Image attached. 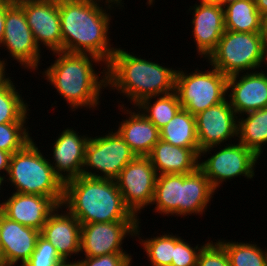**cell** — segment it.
<instances>
[{
    "instance_id": "obj_1",
    "label": "cell",
    "mask_w": 267,
    "mask_h": 266,
    "mask_svg": "<svg viewBox=\"0 0 267 266\" xmlns=\"http://www.w3.org/2000/svg\"><path fill=\"white\" fill-rule=\"evenodd\" d=\"M123 3L122 0H58L62 51L94 55L107 65L116 51L109 38L110 10L114 6L122 9Z\"/></svg>"
},
{
    "instance_id": "obj_2",
    "label": "cell",
    "mask_w": 267,
    "mask_h": 266,
    "mask_svg": "<svg viewBox=\"0 0 267 266\" xmlns=\"http://www.w3.org/2000/svg\"><path fill=\"white\" fill-rule=\"evenodd\" d=\"M52 55L57 58L43 70L42 75L58 95L63 97L70 106L68 108L71 111L83 107L91 110L98 108L102 90L107 89L106 63L90 54L56 51ZM93 63L95 66H105L101 72L96 73Z\"/></svg>"
},
{
    "instance_id": "obj_3",
    "label": "cell",
    "mask_w": 267,
    "mask_h": 266,
    "mask_svg": "<svg viewBox=\"0 0 267 266\" xmlns=\"http://www.w3.org/2000/svg\"><path fill=\"white\" fill-rule=\"evenodd\" d=\"M122 47H116L107 64V88L127 97L132 106L143 99L175 91L176 68L143 59ZM176 69V70H175Z\"/></svg>"
},
{
    "instance_id": "obj_4",
    "label": "cell",
    "mask_w": 267,
    "mask_h": 266,
    "mask_svg": "<svg viewBox=\"0 0 267 266\" xmlns=\"http://www.w3.org/2000/svg\"><path fill=\"white\" fill-rule=\"evenodd\" d=\"M62 206L81 224L139 221L125 205L115 180L83 175L68 180Z\"/></svg>"
},
{
    "instance_id": "obj_5",
    "label": "cell",
    "mask_w": 267,
    "mask_h": 266,
    "mask_svg": "<svg viewBox=\"0 0 267 266\" xmlns=\"http://www.w3.org/2000/svg\"><path fill=\"white\" fill-rule=\"evenodd\" d=\"M38 148L32 139L11 155L8 178L4 183L14 186L17 193L64 196V183Z\"/></svg>"
},
{
    "instance_id": "obj_6",
    "label": "cell",
    "mask_w": 267,
    "mask_h": 266,
    "mask_svg": "<svg viewBox=\"0 0 267 266\" xmlns=\"http://www.w3.org/2000/svg\"><path fill=\"white\" fill-rule=\"evenodd\" d=\"M206 62L227 77L261 70L259 67H264L265 62V39L261 33L225 30Z\"/></svg>"
},
{
    "instance_id": "obj_7",
    "label": "cell",
    "mask_w": 267,
    "mask_h": 266,
    "mask_svg": "<svg viewBox=\"0 0 267 266\" xmlns=\"http://www.w3.org/2000/svg\"><path fill=\"white\" fill-rule=\"evenodd\" d=\"M178 69L175 92L181 108L192 115L195 116L227 98L228 77L215 67L211 66V69H207V71L196 68L194 72L190 73L187 70Z\"/></svg>"
},
{
    "instance_id": "obj_8",
    "label": "cell",
    "mask_w": 267,
    "mask_h": 266,
    "mask_svg": "<svg viewBox=\"0 0 267 266\" xmlns=\"http://www.w3.org/2000/svg\"><path fill=\"white\" fill-rule=\"evenodd\" d=\"M113 130L103 136L89 137L85 148L83 176L116 180L122 169L136 157L118 132Z\"/></svg>"
},
{
    "instance_id": "obj_9",
    "label": "cell",
    "mask_w": 267,
    "mask_h": 266,
    "mask_svg": "<svg viewBox=\"0 0 267 266\" xmlns=\"http://www.w3.org/2000/svg\"><path fill=\"white\" fill-rule=\"evenodd\" d=\"M226 145H223L224 147L220 145L219 151L216 150L205 160L199 158V169L216 191L226 180L231 181L238 176L253 179L256 176L255 167L261 159L239 142L237 144L226 143Z\"/></svg>"
},
{
    "instance_id": "obj_10",
    "label": "cell",
    "mask_w": 267,
    "mask_h": 266,
    "mask_svg": "<svg viewBox=\"0 0 267 266\" xmlns=\"http://www.w3.org/2000/svg\"><path fill=\"white\" fill-rule=\"evenodd\" d=\"M157 176L148 156H136L115 180L125 205L137 218L153 201Z\"/></svg>"
},
{
    "instance_id": "obj_11",
    "label": "cell",
    "mask_w": 267,
    "mask_h": 266,
    "mask_svg": "<svg viewBox=\"0 0 267 266\" xmlns=\"http://www.w3.org/2000/svg\"><path fill=\"white\" fill-rule=\"evenodd\" d=\"M195 118L199 158L201 156L207 157L221 144L228 140L231 142L232 138L237 140L238 116L227 98L223 102L198 113Z\"/></svg>"
},
{
    "instance_id": "obj_12",
    "label": "cell",
    "mask_w": 267,
    "mask_h": 266,
    "mask_svg": "<svg viewBox=\"0 0 267 266\" xmlns=\"http://www.w3.org/2000/svg\"><path fill=\"white\" fill-rule=\"evenodd\" d=\"M0 47H5L12 59L24 69L31 72L38 70L41 60V50L27 23L24 10L20 6H10L6 10L4 35Z\"/></svg>"
},
{
    "instance_id": "obj_13",
    "label": "cell",
    "mask_w": 267,
    "mask_h": 266,
    "mask_svg": "<svg viewBox=\"0 0 267 266\" xmlns=\"http://www.w3.org/2000/svg\"><path fill=\"white\" fill-rule=\"evenodd\" d=\"M137 223L117 221L81 224L80 252L85 257L127 253L122 246L127 236H135Z\"/></svg>"
},
{
    "instance_id": "obj_14",
    "label": "cell",
    "mask_w": 267,
    "mask_h": 266,
    "mask_svg": "<svg viewBox=\"0 0 267 266\" xmlns=\"http://www.w3.org/2000/svg\"><path fill=\"white\" fill-rule=\"evenodd\" d=\"M1 201L0 211L9 219L39 231L62 205L64 196H42L13 192Z\"/></svg>"
},
{
    "instance_id": "obj_15",
    "label": "cell",
    "mask_w": 267,
    "mask_h": 266,
    "mask_svg": "<svg viewBox=\"0 0 267 266\" xmlns=\"http://www.w3.org/2000/svg\"><path fill=\"white\" fill-rule=\"evenodd\" d=\"M229 104L237 116L267 108V72L238 73L227 78Z\"/></svg>"
},
{
    "instance_id": "obj_16",
    "label": "cell",
    "mask_w": 267,
    "mask_h": 266,
    "mask_svg": "<svg viewBox=\"0 0 267 266\" xmlns=\"http://www.w3.org/2000/svg\"><path fill=\"white\" fill-rule=\"evenodd\" d=\"M26 15L27 23L35 41L49 52L62 51V33L58 0H41L20 6Z\"/></svg>"
},
{
    "instance_id": "obj_17",
    "label": "cell",
    "mask_w": 267,
    "mask_h": 266,
    "mask_svg": "<svg viewBox=\"0 0 267 266\" xmlns=\"http://www.w3.org/2000/svg\"><path fill=\"white\" fill-rule=\"evenodd\" d=\"M199 3V4H198ZM188 11L193 10L191 31L196 43V50L200 57L207 59L216 49V46L224 34L225 19L224 8L215 1H199Z\"/></svg>"
},
{
    "instance_id": "obj_18",
    "label": "cell",
    "mask_w": 267,
    "mask_h": 266,
    "mask_svg": "<svg viewBox=\"0 0 267 266\" xmlns=\"http://www.w3.org/2000/svg\"><path fill=\"white\" fill-rule=\"evenodd\" d=\"M76 131L68 127L58 134L52 144V159H48L63 183L82 175L85 148L90 136L79 135Z\"/></svg>"
},
{
    "instance_id": "obj_19",
    "label": "cell",
    "mask_w": 267,
    "mask_h": 266,
    "mask_svg": "<svg viewBox=\"0 0 267 266\" xmlns=\"http://www.w3.org/2000/svg\"><path fill=\"white\" fill-rule=\"evenodd\" d=\"M41 235L56 248L60 257L67 263L72 264L69 259L72 255L75 257L81 254V223L62 205L43 225Z\"/></svg>"
},
{
    "instance_id": "obj_20",
    "label": "cell",
    "mask_w": 267,
    "mask_h": 266,
    "mask_svg": "<svg viewBox=\"0 0 267 266\" xmlns=\"http://www.w3.org/2000/svg\"><path fill=\"white\" fill-rule=\"evenodd\" d=\"M41 231L23 226L0 211V247L7 266L24 265L35 250Z\"/></svg>"
},
{
    "instance_id": "obj_21",
    "label": "cell",
    "mask_w": 267,
    "mask_h": 266,
    "mask_svg": "<svg viewBox=\"0 0 267 266\" xmlns=\"http://www.w3.org/2000/svg\"><path fill=\"white\" fill-rule=\"evenodd\" d=\"M124 105H118V110L126 115V119L118 122L120 124L116 131L136 156H148L160 140V130L139 109H127Z\"/></svg>"
},
{
    "instance_id": "obj_22",
    "label": "cell",
    "mask_w": 267,
    "mask_h": 266,
    "mask_svg": "<svg viewBox=\"0 0 267 266\" xmlns=\"http://www.w3.org/2000/svg\"><path fill=\"white\" fill-rule=\"evenodd\" d=\"M199 148L177 147L159 140L148 157L158 175L189 174L199 168Z\"/></svg>"
},
{
    "instance_id": "obj_23",
    "label": "cell",
    "mask_w": 267,
    "mask_h": 266,
    "mask_svg": "<svg viewBox=\"0 0 267 266\" xmlns=\"http://www.w3.org/2000/svg\"><path fill=\"white\" fill-rule=\"evenodd\" d=\"M215 192L199 168L192 173L181 174L180 216L203 215Z\"/></svg>"
},
{
    "instance_id": "obj_24",
    "label": "cell",
    "mask_w": 267,
    "mask_h": 266,
    "mask_svg": "<svg viewBox=\"0 0 267 266\" xmlns=\"http://www.w3.org/2000/svg\"><path fill=\"white\" fill-rule=\"evenodd\" d=\"M237 140L261 158L267 144V108L251 111L238 117Z\"/></svg>"
},
{
    "instance_id": "obj_25",
    "label": "cell",
    "mask_w": 267,
    "mask_h": 266,
    "mask_svg": "<svg viewBox=\"0 0 267 266\" xmlns=\"http://www.w3.org/2000/svg\"><path fill=\"white\" fill-rule=\"evenodd\" d=\"M160 139L184 148H199L196 118L181 108L172 120L160 129Z\"/></svg>"
},
{
    "instance_id": "obj_26",
    "label": "cell",
    "mask_w": 267,
    "mask_h": 266,
    "mask_svg": "<svg viewBox=\"0 0 267 266\" xmlns=\"http://www.w3.org/2000/svg\"><path fill=\"white\" fill-rule=\"evenodd\" d=\"M224 19L228 31L261 33V14L255 0H238L225 6Z\"/></svg>"
},
{
    "instance_id": "obj_27",
    "label": "cell",
    "mask_w": 267,
    "mask_h": 266,
    "mask_svg": "<svg viewBox=\"0 0 267 266\" xmlns=\"http://www.w3.org/2000/svg\"><path fill=\"white\" fill-rule=\"evenodd\" d=\"M181 174L158 175L153 201L155 213L180 216Z\"/></svg>"
},
{
    "instance_id": "obj_28",
    "label": "cell",
    "mask_w": 267,
    "mask_h": 266,
    "mask_svg": "<svg viewBox=\"0 0 267 266\" xmlns=\"http://www.w3.org/2000/svg\"><path fill=\"white\" fill-rule=\"evenodd\" d=\"M12 77H7L0 84V124L12 122H27L29 119V106L19 94Z\"/></svg>"
},
{
    "instance_id": "obj_29",
    "label": "cell",
    "mask_w": 267,
    "mask_h": 266,
    "mask_svg": "<svg viewBox=\"0 0 267 266\" xmlns=\"http://www.w3.org/2000/svg\"><path fill=\"white\" fill-rule=\"evenodd\" d=\"M152 99H154V102ZM135 107L160 130L181 109V104L177 93L174 91L166 95L145 98Z\"/></svg>"
},
{
    "instance_id": "obj_30",
    "label": "cell",
    "mask_w": 267,
    "mask_h": 266,
    "mask_svg": "<svg viewBox=\"0 0 267 266\" xmlns=\"http://www.w3.org/2000/svg\"><path fill=\"white\" fill-rule=\"evenodd\" d=\"M141 219L139 218V221L136 226L135 230V237L139 239V244L142 246L144 252L147 255V258L150 262V266H171L172 263V257L174 254V234L170 232L164 233L162 235H159L152 238H144L141 239L140 235V222ZM145 239V240H144Z\"/></svg>"
},
{
    "instance_id": "obj_31",
    "label": "cell",
    "mask_w": 267,
    "mask_h": 266,
    "mask_svg": "<svg viewBox=\"0 0 267 266\" xmlns=\"http://www.w3.org/2000/svg\"><path fill=\"white\" fill-rule=\"evenodd\" d=\"M218 242L225 248L231 266H267V249L263 250L254 242H233L223 238Z\"/></svg>"
},
{
    "instance_id": "obj_32",
    "label": "cell",
    "mask_w": 267,
    "mask_h": 266,
    "mask_svg": "<svg viewBox=\"0 0 267 266\" xmlns=\"http://www.w3.org/2000/svg\"><path fill=\"white\" fill-rule=\"evenodd\" d=\"M27 124L26 122L0 124V150L13 154L30 142L32 136Z\"/></svg>"
},
{
    "instance_id": "obj_33",
    "label": "cell",
    "mask_w": 267,
    "mask_h": 266,
    "mask_svg": "<svg viewBox=\"0 0 267 266\" xmlns=\"http://www.w3.org/2000/svg\"><path fill=\"white\" fill-rule=\"evenodd\" d=\"M65 262L56 248L41 234L38 237L35 250L32 252L25 266H60Z\"/></svg>"
},
{
    "instance_id": "obj_34",
    "label": "cell",
    "mask_w": 267,
    "mask_h": 266,
    "mask_svg": "<svg viewBox=\"0 0 267 266\" xmlns=\"http://www.w3.org/2000/svg\"><path fill=\"white\" fill-rule=\"evenodd\" d=\"M182 239L178 234L174 235V254L171 266H197V259L200 250L205 245L195 247ZM199 246V247H198Z\"/></svg>"
},
{
    "instance_id": "obj_35",
    "label": "cell",
    "mask_w": 267,
    "mask_h": 266,
    "mask_svg": "<svg viewBox=\"0 0 267 266\" xmlns=\"http://www.w3.org/2000/svg\"><path fill=\"white\" fill-rule=\"evenodd\" d=\"M206 242L199 252L197 266H231L225 248L218 241Z\"/></svg>"
},
{
    "instance_id": "obj_36",
    "label": "cell",
    "mask_w": 267,
    "mask_h": 266,
    "mask_svg": "<svg viewBox=\"0 0 267 266\" xmlns=\"http://www.w3.org/2000/svg\"><path fill=\"white\" fill-rule=\"evenodd\" d=\"M132 254L113 253L97 257H83L72 261V266H131Z\"/></svg>"
},
{
    "instance_id": "obj_37",
    "label": "cell",
    "mask_w": 267,
    "mask_h": 266,
    "mask_svg": "<svg viewBox=\"0 0 267 266\" xmlns=\"http://www.w3.org/2000/svg\"><path fill=\"white\" fill-rule=\"evenodd\" d=\"M11 155L12 154L9 153V152H5L3 150H0V182L2 184L4 183V181H5V179H6L7 175H8V172H9V165H10Z\"/></svg>"
},
{
    "instance_id": "obj_38",
    "label": "cell",
    "mask_w": 267,
    "mask_h": 266,
    "mask_svg": "<svg viewBox=\"0 0 267 266\" xmlns=\"http://www.w3.org/2000/svg\"><path fill=\"white\" fill-rule=\"evenodd\" d=\"M11 5L3 0H0V46L2 44L3 35H4V23H5V16L6 10Z\"/></svg>"
},
{
    "instance_id": "obj_39",
    "label": "cell",
    "mask_w": 267,
    "mask_h": 266,
    "mask_svg": "<svg viewBox=\"0 0 267 266\" xmlns=\"http://www.w3.org/2000/svg\"><path fill=\"white\" fill-rule=\"evenodd\" d=\"M0 58V84L8 77V73H6L7 69L6 66L8 65L6 59ZM6 70V71H5ZM6 73V74H5Z\"/></svg>"
},
{
    "instance_id": "obj_40",
    "label": "cell",
    "mask_w": 267,
    "mask_h": 266,
    "mask_svg": "<svg viewBox=\"0 0 267 266\" xmlns=\"http://www.w3.org/2000/svg\"><path fill=\"white\" fill-rule=\"evenodd\" d=\"M261 34L267 40V11L261 15Z\"/></svg>"
},
{
    "instance_id": "obj_41",
    "label": "cell",
    "mask_w": 267,
    "mask_h": 266,
    "mask_svg": "<svg viewBox=\"0 0 267 266\" xmlns=\"http://www.w3.org/2000/svg\"><path fill=\"white\" fill-rule=\"evenodd\" d=\"M256 8L262 15L267 11V0H255Z\"/></svg>"
},
{
    "instance_id": "obj_42",
    "label": "cell",
    "mask_w": 267,
    "mask_h": 266,
    "mask_svg": "<svg viewBox=\"0 0 267 266\" xmlns=\"http://www.w3.org/2000/svg\"><path fill=\"white\" fill-rule=\"evenodd\" d=\"M3 1L9 3L11 6H21L22 4L25 3H32L41 0H3Z\"/></svg>"
},
{
    "instance_id": "obj_43",
    "label": "cell",
    "mask_w": 267,
    "mask_h": 266,
    "mask_svg": "<svg viewBox=\"0 0 267 266\" xmlns=\"http://www.w3.org/2000/svg\"><path fill=\"white\" fill-rule=\"evenodd\" d=\"M214 1L224 8L225 6L235 3L238 0H214Z\"/></svg>"
},
{
    "instance_id": "obj_44",
    "label": "cell",
    "mask_w": 267,
    "mask_h": 266,
    "mask_svg": "<svg viewBox=\"0 0 267 266\" xmlns=\"http://www.w3.org/2000/svg\"><path fill=\"white\" fill-rule=\"evenodd\" d=\"M0 266H7L0 247Z\"/></svg>"
},
{
    "instance_id": "obj_45",
    "label": "cell",
    "mask_w": 267,
    "mask_h": 266,
    "mask_svg": "<svg viewBox=\"0 0 267 266\" xmlns=\"http://www.w3.org/2000/svg\"><path fill=\"white\" fill-rule=\"evenodd\" d=\"M265 67H267V40H265V62H264Z\"/></svg>"
},
{
    "instance_id": "obj_46",
    "label": "cell",
    "mask_w": 267,
    "mask_h": 266,
    "mask_svg": "<svg viewBox=\"0 0 267 266\" xmlns=\"http://www.w3.org/2000/svg\"><path fill=\"white\" fill-rule=\"evenodd\" d=\"M154 1H155V0H147L146 3H147L149 6H151V5H153V3H155Z\"/></svg>"
},
{
    "instance_id": "obj_47",
    "label": "cell",
    "mask_w": 267,
    "mask_h": 266,
    "mask_svg": "<svg viewBox=\"0 0 267 266\" xmlns=\"http://www.w3.org/2000/svg\"><path fill=\"white\" fill-rule=\"evenodd\" d=\"M21 266H25V265H21ZM60 266H72V264L71 263H65V264H62Z\"/></svg>"
},
{
    "instance_id": "obj_48",
    "label": "cell",
    "mask_w": 267,
    "mask_h": 266,
    "mask_svg": "<svg viewBox=\"0 0 267 266\" xmlns=\"http://www.w3.org/2000/svg\"><path fill=\"white\" fill-rule=\"evenodd\" d=\"M3 186H4V184H2L1 182H0V190H1V188H2V190H3ZM1 192V191H0Z\"/></svg>"
}]
</instances>
